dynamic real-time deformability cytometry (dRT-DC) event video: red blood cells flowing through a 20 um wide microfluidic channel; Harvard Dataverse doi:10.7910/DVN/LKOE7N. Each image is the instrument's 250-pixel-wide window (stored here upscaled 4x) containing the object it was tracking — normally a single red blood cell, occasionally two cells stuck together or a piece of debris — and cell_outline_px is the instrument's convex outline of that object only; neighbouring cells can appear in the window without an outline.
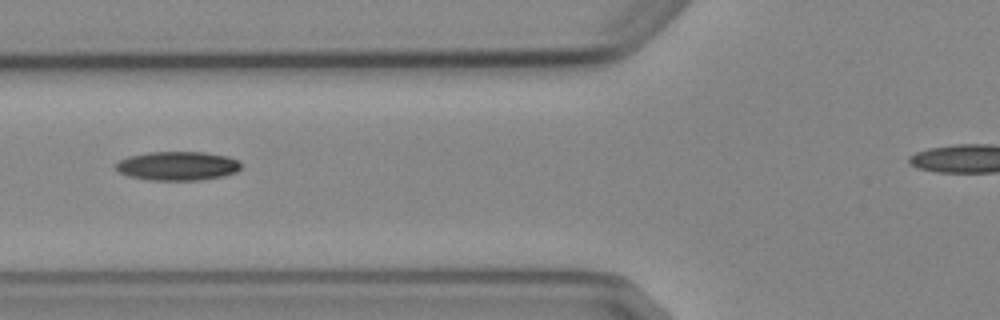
{"species": "Egyptian fruit bat (a non-hibernating species)", "species_latin": "Rousettus aegyptiacus", "temperature_condition": "cold", "stored_images_in_passage": 2, "camera_frame_rate_fps": 3000, "um_per_image_px": 0.085, "animal": {"sex": "female"}, "frame": {"image": 1, "passage_image": 2, "time_ms": 1.333, "image_size_px": [1000, 320], "cell_outline_px": [[240, 168], [236, 172], [224, 176], [200, 180], [148, 180], [128, 176], [120, 172], [112, 164], [128, 156], [148, 152], [204, 152], [228, 156], [240, 160]], "centroid_in_image_um": [15.08, 14.1], "position_along_channel_um": 110.7, "area_um2": 21.33}}